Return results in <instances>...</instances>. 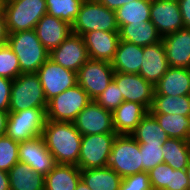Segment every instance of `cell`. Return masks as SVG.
<instances>
[{"instance_id":"f546056e","label":"cell","mask_w":190,"mask_h":190,"mask_svg":"<svg viewBox=\"0 0 190 190\" xmlns=\"http://www.w3.org/2000/svg\"><path fill=\"white\" fill-rule=\"evenodd\" d=\"M130 135L138 143H164L170 138L149 111Z\"/></svg>"},{"instance_id":"b9f144b4","label":"cell","mask_w":190,"mask_h":190,"mask_svg":"<svg viewBox=\"0 0 190 190\" xmlns=\"http://www.w3.org/2000/svg\"><path fill=\"white\" fill-rule=\"evenodd\" d=\"M184 27L190 29V0H178Z\"/></svg>"},{"instance_id":"ee69618b","label":"cell","mask_w":190,"mask_h":190,"mask_svg":"<svg viewBox=\"0 0 190 190\" xmlns=\"http://www.w3.org/2000/svg\"><path fill=\"white\" fill-rule=\"evenodd\" d=\"M99 3L106 6L108 9L116 11L118 8L133 0H97Z\"/></svg>"},{"instance_id":"7c38bea8","label":"cell","mask_w":190,"mask_h":190,"mask_svg":"<svg viewBox=\"0 0 190 190\" xmlns=\"http://www.w3.org/2000/svg\"><path fill=\"white\" fill-rule=\"evenodd\" d=\"M75 128L83 135L116 133L112 112L91 100L73 121Z\"/></svg>"},{"instance_id":"9c48e42d","label":"cell","mask_w":190,"mask_h":190,"mask_svg":"<svg viewBox=\"0 0 190 190\" xmlns=\"http://www.w3.org/2000/svg\"><path fill=\"white\" fill-rule=\"evenodd\" d=\"M116 133L83 135L77 166L81 170L107 167Z\"/></svg>"},{"instance_id":"d6986e66","label":"cell","mask_w":190,"mask_h":190,"mask_svg":"<svg viewBox=\"0 0 190 190\" xmlns=\"http://www.w3.org/2000/svg\"><path fill=\"white\" fill-rule=\"evenodd\" d=\"M169 69L163 40L143 47L139 75L155 85Z\"/></svg>"},{"instance_id":"6da1fadb","label":"cell","mask_w":190,"mask_h":190,"mask_svg":"<svg viewBox=\"0 0 190 190\" xmlns=\"http://www.w3.org/2000/svg\"><path fill=\"white\" fill-rule=\"evenodd\" d=\"M41 136L56 164L77 165L82 135L73 122L46 119Z\"/></svg>"},{"instance_id":"52a82bcc","label":"cell","mask_w":190,"mask_h":190,"mask_svg":"<svg viewBox=\"0 0 190 190\" xmlns=\"http://www.w3.org/2000/svg\"><path fill=\"white\" fill-rule=\"evenodd\" d=\"M90 101L87 92L76 84L48 101L46 119L73 122Z\"/></svg>"},{"instance_id":"c3c4849f","label":"cell","mask_w":190,"mask_h":190,"mask_svg":"<svg viewBox=\"0 0 190 190\" xmlns=\"http://www.w3.org/2000/svg\"><path fill=\"white\" fill-rule=\"evenodd\" d=\"M186 172H187V176H188V190H190V159H189V162H188V165L186 167Z\"/></svg>"},{"instance_id":"30bf717a","label":"cell","mask_w":190,"mask_h":190,"mask_svg":"<svg viewBox=\"0 0 190 190\" xmlns=\"http://www.w3.org/2000/svg\"><path fill=\"white\" fill-rule=\"evenodd\" d=\"M114 69L111 63L88 59L77 73L78 84L87 92L89 98L94 100L109 85L113 79Z\"/></svg>"},{"instance_id":"7bdbcfd3","label":"cell","mask_w":190,"mask_h":190,"mask_svg":"<svg viewBox=\"0 0 190 190\" xmlns=\"http://www.w3.org/2000/svg\"><path fill=\"white\" fill-rule=\"evenodd\" d=\"M9 32L3 10L0 12V46L7 44Z\"/></svg>"},{"instance_id":"d6a6232c","label":"cell","mask_w":190,"mask_h":190,"mask_svg":"<svg viewBox=\"0 0 190 190\" xmlns=\"http://www.w3.org/2000/svg\"><path fill=\"white\" fill-rule=\"evenodd\" d=\"M47 14L73 25L84 0H45Z\"/></svg>"},{"instance_id":"8fae6325","label":"cell","mask_w":190,"mask_h":190,"mask_svg":"<svg viewBox=\"0 0 190 190\" xmlns=\"http://www.w3.org/2000/svg\"><path fill=\"white\" fill-rule=\"evenodd\" d=\"M47 102L78 84L77 73L48 59L37 71Z\"/></svg>"},{"instance_id":"4fadbf2b","label":"cell","mask_w":190,"mask_h":190,"mask_svg":"<svg viewBox=\"0 0 190 190\" xmlns=\"http://www.w3.org/2000/svg\"><path fill=\"white\" fill-rule=\"evenodd\" d=\"M113 80L123 94L124 101L142 104L148 111L153 104L155 88L139 74L114 72Z\"/></svg>"},{"instance_id":"5bb4252c","label":"cell","mask_w":190,"mask_h":190,"mask_svg":"<svg viewBox=\"0 0 190 190\" xmlns=\"http://www.w3.org/2000/svg\"><path fill=\"white\" fill-rule=\"evenodd\" d=\"M49 59L78 73L80 67L89 59L83 36L72 32L57 48L49 52Z\"/></svg>"},{"instance_id":"603a6c76","label":"cell","mask_w":190,"mask_h":190,"mask_svg":"<svg viewBox=\"0 0 190 190\" xmlns=\"http://www.w3.org/2000/svg\"><path fill=\"white\" fill-rule=\"evenodd\" d=\"M142 59V46L120 40L111 65L114 72L139 74Z\"/></svg>"},{"instance_id":"60d3db41","label":"cell","mask_w":190,"mask_h":190,"mask_svg":"<svg viewBox=\"0 0 190 190\" xmlns=\"http://www.w3.org/2000/svg\"><path fill=\"white\" fill-rule=\"evenodd\" d=\"M13 80L0 77V110L9 111L10 93Z\"/></svg>"},{"instance_id":"8d00e7d4","label":"cell","mask_w":190,"mask_h":190,"mask_svg":"<svg viewBox=\"0 0 190 190\" xmlns=\"http://www.w3.org/2000/svg\"><path fill=\"white\" fill-rule=\"evenodd\" d=\"M94 101L104 109L113 112L124 101V98L119 91V87L112 79L108 87Z\"/></svg>"},{"instance_id":"8992f818","label":"cell","mask_w":190,"mask_h":190,"mask_svg":"<svg viewBox=\"0 0 190 190\" xmlns=\"http://www.w3.org/2000/svg\"><path fill=\"white\" fill-rule=\"evenodd\" d=\"M108 167L122 178L143 172L139 143L131 135L116 136Z\"/></svg>"},{"instance_id":"f35d334b","label":"cell","mask_w":190,"mask_h":190,"mask_svg":"<svg viewBox=\"0 0 190 190\" xmlns=\"http://www.w3.org/2000/svg\"><path fill=\"white\" fill-rule=\"evenodd\" d=\"M148 174L152 190H163L168 183L169 165L164 162L160 163L148 171Z\"/></svg>"},{"instance_id":"f907efd6","label":"cell","mask_w":190,"mask_h":190,"mask_svg":"<svg viewBox=\"0 0 190 190\" xmlns=\"http://www.w3.org/2000/svg\"><path fill=\"white\" fill-rule=\"evenodd\" d=\"M187 141L190 143V130H189V137H188Z\"/></svg>"},{"instance_id":"cb8c5ba5","label":"cell","mask_w":190,"mask_h":190,"mask_svg":"<svg viewBox=\"0 0 190 190\" xmlns=\"http://www.w3.org/2000/svg\"><path fill=\"white\" fill-rule=\"evenodd\" d=\"M81 180V169L72 164H56L45 175L44 190H75Z\"/></svg>"},{"instance_id":"5b68a950","label":"cell","mask_w":190,"mask_h":190,"mask_svg":"<svg viewBox=\"0 0 190 190\" xmlns=\"http://www.w3.org/2000/svg\"><path fill=\"white\" fill-rule=\"evenodd\" d=\"M48 102L37 73H22L13 80L8 112L47 108Z\"/></svg>"},{"instance_id":"9a60e30c","label":"cell","mask_w":190,"mask_h":190,"mask_svg":"<svg viewBox=\"0 0 190 190\" xmlns=\"http://www.w3.org/2000/svg\"><path fill=\"white\" fill-rule=\"evenodd\" d=\"M19 162L25 163L36 173L47 175L56 165L54 156L47 149L42 136L19 142Z\"/></svg>"},{"instance_id":"bcb514c9","label":"cell","mask_w":190,"mask_h":190,"mask_svg":"<svg viewBox=\"0 0 190 190\" xmlns=\"http://www.w3.org/2000/svg\"><path fill=\"white\" fill-rule=\"evenodd\" d=\"M0 190H10L8 172L0 170Z\"/></svg>"},{"instance_id":"4316f807","label":"cell","mask_w":190,"mask_h":190,"mask_svg":"<svg viewBox=\"0 0 190 190\" xmlns=\"http://www.w3.org/2000/svg\"><path fill=\"white\" fill-rule=\"evenodd\" d=\"M81 179L91 190H119L122 177L110 167L81 170Z\"/></svg>"},{"instance_id":"4dcf8cb0","label":"cell","mask_w":190,"mask_h":190,"mask_svg":"<svg viewBox=\"0 0 190 190\" xmlns=\"http://www.w3.org/2000/svg\"><path fill=\"white\" fill-rule=\"evenodd\" d=\"M149 112L190 116V95H154Z\"/></svg>"},{"instance_id":"3957f363","label":"cell","mask_w":190,"mask_h":190,"mask_svg":"<svg viewBox=\"0 0 190 190\" xmlns=\"http://www.w3.org/2000/svg\"><path fill=\"white\" fill-rule=\"evenodd\" d=\"M91 31H119L116 13L97 0H84L72 25V32L83 36Z\"/></svg>"},{"instance_id":"2e32d148","label":"cell","mask_w":190,"mask_h":190,"mask_svg":"<svg viewBox=\"0 0 190 190\" xmlns=\"http://www.w3.org/2000/svg\"><path fill=\"white\" fill-rule=\"evenodd\" d=\"M150 21L162 37L185 28L178 0H151Z\"/></svg>"},{"instance_id":"e0dca14e","label":"cell","mask_w":190,"mask_h":190,"mask_svg":"<svg viewBox=\"0 0 190 190\" xmlns=\"http://www.w3.org/2000/svg\"><path fill=\"white\" fill-rule=\"evenodd\" d=\"M89 59L111 63L120 37L118 31H91L83 35Z\"/></svg>"},{"instance_id":"7a4b0ae2","label":"cell","mask_w":190,"mask_h":190,"mask_svg":"<svg viewBox=\"0 0 190 190\" xmlns=\"http://www.w3.org/2000/svg\"><path fill=\"white\" fill-rule=\"evenodd\" d=\"M7 44L18 57L22 73H37L49 59V51L38 39L35 30L9 33Z\"/></svg>"},{"instance_id":"44dd1931","label":"cell","mask_w":190,"mask_h":190,"mask_svg":"<svg viewBox=\"0 0 190 190\" xmlns=\"http://www.w3.org/2000/svg\"><path fill=\"white\" fill-rule=\"evenodd\" d=\"M148 110L140 103L123 101L113 114V126L117 135H130Z\"/></svg>"},{"instance_id":"277c9868","label":"cell","mask_w":190,"mask_h":190,"mask_svg":"<svg viewBox=\"0 0 190 190\" xmlns=\"http://www.w3.org/2000/svg\"><path fill=\"white\" fill-rule=\"evenodd\" d=\"M3 12L9 33L32 30L47 14L45 0H11L3 3Z\"/></svg>"},{"instance_id":"83f0119b","label":"cell","mask_w":190,"mask_h":190,"mask_svg":"<svg viewBox=\"0 0 190 190\" xmlns=\"http://www.w3.org/2000/svg\"><path fill=\"white\" fill-rule=\"evenodd\" d=\"M163 162L173 169H186L190 159V143L179 138H169L162 146Z\"/></svg>"},{"instance_id":"681fc988","label":"cell","mask_w":190,"mask_h":190,"mask_svg":"<svg viewBox=\"0 0 190 190\" xmlns=\"http://www.w3.org/2000/svg\"><path fill=\"white\" fill-rule=\"evenodd\" d=\"M3 10V1L0 0V12Z\"/></svg>"},{"instance_id":"ab89813d","label":"cell","mask_w":190,"mask_h":190,"mask_svg":"<svg viewBox=\"0 0 190 190\" xmlns=\"http://www.w3.org/2000/svg\"><path fill=\"white\" fill-rule=\"evenodd\" d=\"M186 169H173L169 166L168 183L163 190H188Z\"/></svg>"},{"instance_id":"f1b7e54d","label":"cell","mask_w":190,"mask_h":190,"mask_svg":"<svg viewBox=\"0 0 190 190\" xmlns=\"http://www.w3.org/2000/svg\"><path fill=\"white\" fill-rule=\"evenodd\" d=\"M150 9L151 0H133L124 4L115 11L118 27L132 22L150 21Z\"/></svg>"},{"instance_id":"484cf974","label":"cell","mask_w":190,"mask_h":190,"mask_svg":"<svg viewBox=\"0 0 190 190\" xmlns=\"http://www.w3.org/2000/svg\"><path fill=\"white\" fill-rule=\"evenodd\" d=\"M10 190H44L45 176L25 163L17 162L9 171Z\"/></svg>"},{"instance_id":"7dc6e473","label":"cell","mask_w":190,"mask_h":190,"mask_svg":"<svg viewBox=\"0 0 190 190\" xmlns=\"http://www.w3.org/2000/svg\"><path fill=\"white\" fill-rule=\"evenodd\" d=\"M75 190H91L87 187L86 183L81 179L79 183L77 184V187Z\"/></svg>"},{"instance_id":"ac0fdd59","label":"cell","mask_w":190,"mask_h":190,"mask_svg":"<svg viewBox=\"0 0 190 190\" xmlns=\"http://www.w3.org/2000/svg\"><path fill=\"white\" fill-rule=\"evenodd\" d=\"M169 67L190 69V29L183 28L162 37Z\"/></svg>"},{"instance_id":"74e56055","label":"cell","mask_w":190,"mask_h":190,"mask_svg":"<svg viewBox=\"0 0 190 190\" xmlns=\"http://www.w3.org/2000/svg\"><path fill=\"white\" fill-rule=\"evenodd\" d=\"M119 190H152L148 172L122 178Z\"/></svg>"},{"instance_id":"d4e9b609","label":"cell","mask_w":190,"mask_h":190,"mask_svg":"<svg viewBox=\"0 0 190 190\" xmlns=\"http://www.w3.org/2000/svg\"><path fill=\"white\" fill-rule=\"evenodd\" d=\"M120 40L131 42L139 46H148L162 40L155 25L151 21L130 23L119 28Z\"/></svg>"},{"instance_id":"f6af8a7d","label":"cell","mask_w":190,"mask_h":190,"mask_svg":"<svg viewBox=\"0 0 190 190\" xmlns=\"http://www.w3.org/2000/svg\"><path fill=\"white\" fill-rule=\"evenodd\" d=\"M8 114L9 112L0 110V136H4L6 133Z\"/></svg>"},{"instance_id":"ba28073f","label":"cell","mask_w":190,"mask_h":190,"mask_svg":"<svg viewBox=\"0 0 190 190\" xmlns=\"http://www.w3.org/2000/svg\"><path fill=\"white\" fill-rule=\"evenodd\" d=\"M47 108H28L9 112L5 135L17 142L42 135Z\"/></svg>"},{"instance_id":"d590c367","label":"cell","mask_w":190,"mask_h":190,"mask_svg":"<svg viewBox=\"0 0 190 190\" xmlns=\"http://www.w3.org/2000/svg\"><path fill=\"white\" fill-rule=\"evenodd\" d=\"M163 145L164 143H139L143 172H148L163 163Z\"/></svg>"},{"instance_id":"ffe728a7","label":"cell","mask_w":190,"mask_h":190,"mask_svg":"<svg viewBox=\"0 0 190 190\" xmlns=\"http://www.w3.org/2000/svg\"><path fill=\"white\" fill-rule=\"evenodd\" d=\"M34 30L40 42L50 52L72 33V26L57 17L45 14Z\"/></svg>"},{"instance_id":"1f68e13d","label":"cell","mask_w":190,"mask_h":190,"mask_svg":"<svg viewBox=\"0 0 190 190\" xmlns=\"http://www.w3.org/2000/svg\"><path fill=\"white\" fill-rule=\"evenodd\" d=\"M170 138L188 140L190 116L181 114L151 113Z\"/></svg>"},{"instance_id":"836d02e7","label":"cell","mask_w":190,"mask_h":190,"mask_svg":"<svg viewBox=\"0 0 190 190\" xmlns=\"http://www.w3.org/2000/svg\"><path fill=\"white\" fill-rule=\"evenodd\" d=\"M21 74L18 57L8 44L0 46V77L14 80Z\"/></svg>"},{"instance_id":"7402d4cb","label":"cell","mask_w":190,"mask_h":190,"mask_svg":"<svg viewBox=\"0 0 190 190\" xmlns=\"http://www.w3.org/2000/svg\"><path fill=\"white\" fill-rule=\"evenodd\" d=\"M154 88V95H190V69L169 67Z\"/></svg>"},{"instance_id":"e575fe53","label":"cell","mask_w":190,"mask_h":190,"mask_svg":"<svg viewBox=\"0 0 190 190\" xmlns=\"http://www.w3.org/2000/svg\"><path fill=\"white\" fill-rule=\"evenodd\" d=\"M19 142L7 137L0 136V170L8 172L19 162Z\"/></svg>"}]
</instances>
